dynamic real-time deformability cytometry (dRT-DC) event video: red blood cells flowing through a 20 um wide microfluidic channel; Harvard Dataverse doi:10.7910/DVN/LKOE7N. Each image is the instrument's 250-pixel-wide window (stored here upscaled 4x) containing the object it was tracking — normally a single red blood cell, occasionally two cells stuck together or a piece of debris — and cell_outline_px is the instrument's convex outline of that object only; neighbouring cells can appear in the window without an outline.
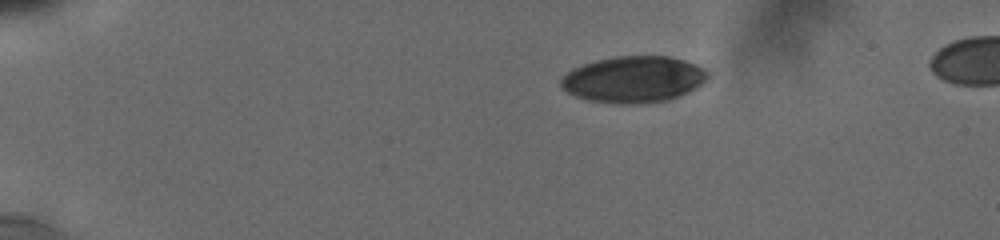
{"species": "human", "species_latin": "Homo sapiens", "temperature_condition": "cold", "stored_images_in_passage": 6, "camera_frame_rate_fps": 3000, "um_per_image_px": 0.085, "donor": {"sex": "male"}, "frame": {"image": 1, "passage_image": 1, "time_ms": 0.0, "image_size_px": [1000, 240], "cell_outline_px": [[708, 80], [696, 88], [688, 92], [668, 100], [644, 104], [616, 104], [592, 100], [576, 96], [568, 92], [560, 84], [560, 80], [572, 68], [596, 60], [616, 56], [668, 56], [684, 60], [696, 64], [704, 68], [708, 72]], "centroid_in_image_um": [53.89, 6.75], "position_along_channel_um": 31.1, "area_um2": 39.77}}